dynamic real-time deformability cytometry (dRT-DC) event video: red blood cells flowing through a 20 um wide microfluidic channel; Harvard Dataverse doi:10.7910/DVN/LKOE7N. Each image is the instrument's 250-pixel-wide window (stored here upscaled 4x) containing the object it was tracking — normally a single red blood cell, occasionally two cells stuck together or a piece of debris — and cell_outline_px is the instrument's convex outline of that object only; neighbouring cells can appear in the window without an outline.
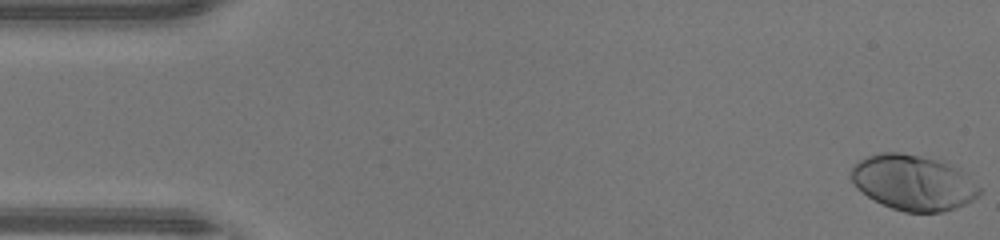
{"species": "human", "species_latin": "Homo sapiens", "temperature_condition": "warm", "stored_images_in_passage": 47, "camera_frame_rate_fps": 3000, "um_per_image_px": 0.085, "donor": {"sex": "male"}, "frame": {"image": 1, "passage_image": 1, "time_ms": 0.0, "image_size_px": [1000, 240], "cell_outline_px": [[980, 192], [972, 200], [956, 208], [944, 212], [904, 212], [892, 208], [868, 196], [856, 188], [848, 176], [852, 168], [860, 160], [868, 156], [880, 152], [900, 152], [944, 160], [956, 168], [980, 188]], "centroid_in_image_um": [77.58, 15.51], "position_along_channel_um": 7.4, "area_um2": 41.21}}
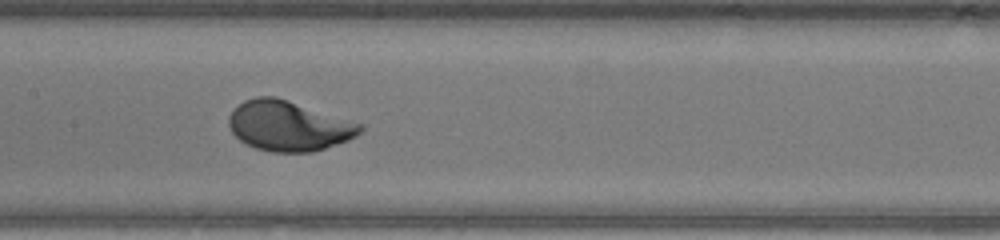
{"frame": {"image": 2, "passage_image": 23, "time_ms": 7.333, "image_size_px": [1000, 240], "cell_outline_px": [[364, 128], [356, 136], [348, 140], [312, 152], [272, 152], [256, 148], [240, 140], [232, 132], [228, 124], [228, 116], [244, 100], [256, 96], [276, 96], [364, 124]], "centroid_in_image_um": [24.54, 10.69], "position_along_channel_um": 182.9, "area_um2": 38.26}}
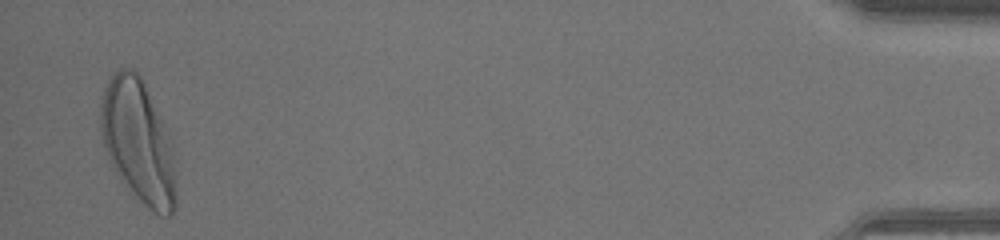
{"frame": {"image": 3, "passage_image": 46, "time_ms": 15.0, "image_size_px": [1000, 240], "cell_outline_px": [[176, 208], [168, 216], [160, 216], [148, 208], [128, 188], [108, 160], [104, 148], [100, 132], [100, 104], [108, 80], [120, 68], [132, 68], [140, 76], [144, 84], [172, 148], [176, 176]], "centroid_in_image_um": [11.72, 12.08], "position_along_channel_um": 423.5, "area_um2": 53.12}}